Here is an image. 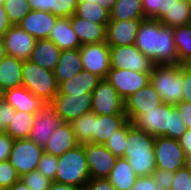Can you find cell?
<instances>
[{"label": "cell", "instance_id": "1", "mask_svg": "<svg viewBox=\"0 0 191 190\" xmlns=\"http://www.w3.org/2000/svg\"><path fill=\"white\" fill-rule=\"evenodd\" d=\"M173 38V28L159 20L146 18L140 24L134 45L154 65L180 64Z\"/></svg>", "mask_w": 191, "mask_h": 190}, {"label": "cell", "instance_id": "2", "mask_svg": "<svg viewBox=\"0 0 191 190\" xmlns=\"http://www.w3.org/2000/svg\"><path fill=\"white\" fill-rule=\"evenodd\" d=\"M132 124L152 136L179 140L187 131L185 122L174 105L166 103L140 114Z\"/></svg>", "mask_w": 191, "mask_h": 190}, {"label": "cell", "instance_id": "3", "mask_svg": "<svg viewBox=\"0 0 191 190\" xmlns=\"http://www.w3.org/2000/svg\"><path fill=\"white\" fill-rule=\"evenodd\" d=\"M154 143V136L139 130L131 121H127V140L124 158L128 160L137 176L152 175L156 169Z\"/></svg>", "mask_w": 191, "mask_h": 190}, {"label": "cell", "instance_id": "4", "mask_svg": "<svg viewBox=\"0 0 191 190\" xmlns=\"http://www.w3.org/2000/svg\"><path fill=\"white\" fill-rule=\"evenodd\" d=\"M150 83L159 93L162 102L177 105L182 101L183 64L154 65Z\"/></svg>", "mask_w": 191, "mask_h": 190}, {"label": "cell", "instance_id": "5", "mask_svg": "<svg viewBox=\"0 0 191 190\" xmlns=\"http://www.w3.org/2000/svg\"><path fill=\"white\" fill-rule=\"evenodd\" d=\"M89 180L90 172L83 145H77L58 157L56 182L84 188Z\"/></svg>", "mask_w": 191, "mask_h": 190}, {"label": "cell", "instance_id": "6", "mask_svg": "<svg viewBox=\"0 0 191 190\" xmlns=\"http://www.w3.org/2000/svg\"><path fill=\"white\" fill-rule=\"evenodd\" d=\"M22 86L43 102L49 104L58 93V84L53 71L25 60L22 66Z\"/></svg>", "mask_w": 191, "mask_h": 190}, {"label": "cell", "instance_id": "7", "mask_svg": "<svg viewBox=\"0 0 191 190\" xmlns=\"http://www.w3.org/2000/svg\"><path fill=\"white\" fill-rule=\"evenodd\" d=\"M65 123H71L83 114L92 112V93H57L49 103Z\"/></svg>", "mask_w": 191, "mask_h": 190}, {"label": "cell", "instance_id": "8", "mask_svg": "<svg viewBox=\"0 0 191 190\" xmlns=\"http://www.w3.org/2000/svg\"><path fill=\"white\" fill-rule=\"evenodd\" d=\"M43 153V147L29 138L14 140L8 161L21 177L37 170Z\"/></svg>", "mask_w": 191, "mask_h": 190}, {"label": "cell", "instance_id": "9", "mask_svg": "<svg viewBox=\"0 0 191 190\" xmlns=\"http://www.w3.org/2000/svg\"><path fill=\"white\" fill-rule=\"evenodd\" d=\"M156 168L175 172L189 163L179 140L156 137L154 143Z\"/></svg>", "mask_w": 191, "mask_h": 190}, {"label": "cell", "instance_id": "10", "mask_svg": "<svg viewBox=\"0 0 191 190\" xmlns=\"http://www.w3.org/2000/svg\"><path fill=\"white\" fill-rule=\"evenodd\" d=\"M111 68L151 73L153 62L134 45L110 46Z\"/></svg>", "mask_w": 191, "mask_h": 190}, {"label": "cell", "instance_id": "11", "mask_svg": "<svg viewBox=\"0 0 191 190\" xmlns=\"http://www.w3.org/2000/svg\"><path fill=\"white\" fill-rule=\"evenodd\" d=\"M92 112L97 115L126 114L124 100L107 79H101L92 92Z\"/></svg>", "mask_w": 191, "mask_h": 190}, {"label": "cell", "instance_id": "12", "mask_svg": "<svg viewBox=\"0 0 191 190\" xmlns=\"http://www.w3.org/2000/svg\"><path fill=\"white\" fill-rule=\"evenodd\" d=\"M83 69L101 79H106L111 68L110 46L106 43H92L79 47Z\"/></svg>", "mask_w": 191, "mask_h": 190}, {"label": "cell", "instance_id": "13", "mask_svg": "<svg viewBox=\"0 0 191 190\" xmlns=\"http://www.w3.org/2000/svg\"><path fill=\"white\" fill-rule=\"evenodd\" d=\"M106 79L116 89L119 96L125 100L150 83V73L110 68Z\"/></svg>", "mask_w": 191, "mask_h": 190}, {"label": "cell", "instance_id": "14", "mask_svg": "<svg viewBox=\"0 0 191 190\" xmlns=\"http://www.w3.org/2000/svg\"><path fill=\"white\" fill-rule=\"evenodd\" d=\"M34 114L35 118L29 139L44 148L53 132L63 121L50 104H45Z\"/></svg>", "mask_w": 191, "mask_h": 190}, {"label": "cell", "instance_id": "15", "mask_svg": "<svg viewBox=\"0 0 191 190\" xmlns=\"http://www.w3.org/2000/svg\"><path fill=\"white\" fill-rule=\"evenodd\" d=\"M90 178H107L117 157L102 144H83Z\"/></svg>", "mask_w": 191, "mask_h": 190}, {"label": "cell", "instance_id": "16", "mask_svg": "<svg viewBox=\"0 0 191 190\" xmlns=\"http://www.w3.org/2000/svg\"><path fill=\"white\" fill-rule=\"evenodd\" d=\"M162 103L159 93L149 83L124 100V111L128 120L133 122L140 114L146 113Z\"/></svg>", "mask_w": 191, "mask_h": 190}, {"label": "cell", "instance_id": "17", "mask_svg": "<svg viewBox=\"0 0 191 190\" xmlns=\"http://www.w3.org/2000/svg\"><path fill=\"white\" fill-rule=\"evenodd\" d=\"M8 56L29 60L33 52L36 39L23 30L18 24L11 25L3 35Z\"/></svg>", "mask_w": 191, "mask_h": 190}, {"label": "cell", "instance_id": "18", "mask_svg": "<svg viewBox=\"0 0 191 190\" xmlns=\"http://www.w3.org/2000/svg\"><path fill=\"white\" fill-rule=\"evenodd\" d=\"M143 19L109 21L106 31V43L109 46H124L135 44L137 32Z\"/></svg>", "mask_w": 191, "mask_h": 190}, {"label": "cell", "instance_id": "19", "mask_svg": "<svg viewBox=\"0 0 191 190\" xmlns=\"http://www.w3.org/2000/svg\"><path fill=\"white\" fill-rule=\"evenodd\" d=\"M58 18L51 12L31 10L18 25L36 40L48 39Z\"/></svg>", "mask_w": 191, "mask_h": 190}, {"label": "cell", "instance_id": "20", "mask_svg": "<svg viewBox=\"0 0 191 190\" xmlns=\"http://www.w3.org/2000/svg\"><path fill=\"white\" fill-rule=\"evenodd\" d=\"M70 22L81 46L106 42L107 25L94 23L76 15L70 17Z\"/></svg>", "mask_w": 191, "mask_h": 190}, {"label": "cell", "instance_id": "21", "mask_svg": "<svg viewBox=\"0 0 191 190\" xmlns=\"http://www.w3.org/2000/svg\"><path fill=\"white\" fill-rule=\"evenodd\" d=\"M128 121L126 114L97 115L94 113L93 144H102Z\"/></svg>", "mask_w": 191, "mask_h": 190}, {"label": "cell", "instance_id": "22", "mask_svg": "<svg viewBox=\"0 0 191 190\" xmlns=\"http://www.w3.org/2000/svg\"><path fill=\"white\" fill-rule=\"evenodd\" d=\"M83 70V64L79 48L63 50L60 52L59 60L53 73L57 84L69 80Z\"/></svg>", "mask_w": 191, "mask_h": 190}, {"label": "cell", "instance_id": "23", "mask_svg": "<svg viewBox=\"0 0 191 190\" xmlns=\"http://www.w3.org/2000/svg\"><path fill=\"white\" fill-rule=\"evenodd\" d=\"M77 145L79 144L75 140L71 124L63 122L53 132L43 149L45 153L59 157Z\"/></svg>", "mask_w": 191, "mask_h": 190}, {"label": "cell", "instance_id": "24", "mask_svg": "<svg viewBox=\"0 0 191 190\" xmlns=\"http://www.w3.org/2000/svg\"><path fill=\"white\" fill-rule=\"evenodd\" d=\"M4 101L10 104L16 111H25L28 113H35L46 104L24 86L5 90Z\"/></svg>", "mask_w": 191, "mask_h": 190}, {"label": "cell", "instance_id": "25", "mask_svg": "<svg viewBox=\"0 0 191 190\" xmlns=\"http://www.w3.org/2000/svg\"><path fill=\"white\" fill-rule=\"evenodd\" d=\"M48 39L53 41L61 51L76 49L81 46L79 38L71 25L70 17H59Z\"/></svg>", "mask_w": 191, "mask_h": 190}, {"label": "cell", "instance_id": "26", "mask_svg": "<svg viewBox=\"0 0 191 190\" xmlns=\"http://www.w3.org/2000/svg\"><path fill=\"white\" fill-rule=\"evenodd\" d=\"M61 50L49 39H37L29 60L49 71L58 63Z\"/></svg>", "mask_w": 191, "mask_h": 190}, {"label": "cell", "instance_id": "27", "mask_svg": "<svg viewBox=\"0 0 191 190\" xmlns=\"http://www.w3.org/2000/svg\"><path fill=\"white\" fill-rule=\"evenodd\" d=\"M23 63V60L8 55L0 60V87L7 90L22 86Z\"/></svg>", "mask_w": 191, "mask_h": 190}, {"label": "cell", "instance_id": "28", "mask_svg": "<svg viewBox=\"0 0 191 190\" xmlns=\"http://www.w3.org/2000/svg\"><path fill=\"white\" fill-rule=\"evenodd\" d=\"M100 80L101 78L97 75L83 69L76 76L61 82L58 85V92L62 94L92 93Z\"/></svg>", "mask_w": 191, "mask_h": 190}, {"label": "cell", "instance_id": "29", "mask_svg": "<svg viewBox=\"0 0 191 190\" xmlns=\"http://www.w3.org/2000/svg\"><path fill=\"white\" fill-rule=\"evenodd\" d=\"M137 177L128 160L120 157L116 159L114 168L107 179L116 190H130Z\"/></svg>", "mask_w": 191, "mask_h": 190}, {"label": "cell", "instance_id": "30", "mask_svg": "<svg viewBox=\"0 0 191 190\" xmlns=\"http://www.w3.org/2000/svg\"><path fill=\"white\" fill-rule=\"evenodd\" d=\"M34 118V113L15 111L12 121L6 127V134L14 140L29 138Z\"/></svg>", "mask_w": 191, "mask_h": 190}, {"label": "cell", "instance_id": "31", "mask_svg": "<svg viewBox=\"0 0 191 190\" xmlns=\"http://www.w3.org/2000/svg\"><path fill=\"white\" fill-rule=\"evenodd\" d=\"M145 18L142 0H118L110 11L109 21Z\"/></svg>", "mask_w": 191, "mask_h": 190}, {"label": "cell", "instance_id": "32", "mask_svg": "<svg viewBox=\"0 0 191 190\" xmlns=\"http://www.w3.org/2000/svg\"><path fill=\"white\" fill-rule=\"evenodd\" d=\"M159 21L171 28L191 24V6L185 0H179Z\"/></svg>", "mask_w": 191, "mask_h": 190}, {"label": "cell", "instance_id": "33", "mask_svg": "<svg viewBox=\"0 0 191 190\" xmlns=\"http://www.w3.org/2000/svg\"><path fill=\"white\" fill-rule=\"evenodd\" d=\"M70 124L79 145L93 143L94 112L83 114Z\"/></svg>", "mask_w": 191, "mask_h": 190}, {"label": "cell", "instance_id": "34", "mask_svg": "<svg viewBox=\"0 0 191 190\" xmlns=\"http://www.w3.org/2000/svg\"><path fill=\"white\" fill-rule=\"evenodd\" d=\"M74 15L103 25H107L110 20V12L97 3L78 2Z\"/></svg>", "mask_w": 191, "mask_h": 190}, {"label": "cell", "instance_id": "35", "mask_svg": "<svg viewBox=\"0 0 191 190\" xmlns=\"http://www.w3.org/2000/svg\"><path fill=\"white\" fill-rule=\"evenodd\" d=\"M178 60L184 64L191 57V24L173 28Z\"/></svg>", "mask_w": 191, "mask_h": 190}, {"label": "cell", "instance_id": "36", "mask_svg": "<svg viewBox=\"0 0 191 190\" xmlns=\"http://www.w3.org/2000/svg\"><path fill=\"white\" fill-rule=\"evenodd\" d=\"M3 5L12 25L18 24L31 11L28 0H4Z\"/></svg>", "mask_w": 191, "mask_h": 190}, {"label": "cell", "instance_id": "37", "mask_svg": "<svg viewBox=\"0 0 191 190\" xmlns=\"http://www.w3.org/2000/svg\"><path fill=\"white\" fill-rule=\"evenodd\" d=\"M127 140V122L110 137L104 146L110 150L117 158H124V150Z\"/></svg>", "mask_w": 191, "mask_h": 190}, {"label": "cell", "instance_id": "38", "mask_svg": "<svg viewBox=\"0 0 191 190\" xmlns=\"http://www.w3.org/2000/svg\"><path fill=\"white\" fill-rule=\"evenodd\" d=\"M20 180L28 186L30 190H48L52 181L46 178L38 170L31 171L20 177Z\"/></svg>", "mask_w": 191, "mask_h": 190}, {"label": "cell", "instance_id": "39", "mask_svg": "<svg viewBox=\"0 0 191 190\" xmlns=\"http://www.w3.org/2000/svg\"><path fill=\"white\" fill-rule=\"evenodd\" d=\"M20 180L16 169L8 160L0 162V190H7Z\"/></svg>", "mask_w": 191, "mask_h": 190}, {"label": "cell", "instance_id": "40", "mask_svg": "<svg viewBox=\"0 0 191 190\" xmlns=\"http://www.w3.org/2000/svg\"><path fill=\"white\" fill-rule=\"evenodd\" d=\"M58 157L43 153L37 166V170L46 178L55 181Z\"/></svg>", "mask_w": 191, "mask_h": 190}, {"label": "cell", "instance_id": "41", "mask_svg": "<svg viewBox=\"0 0 191 190\" xmlns=\"http://www.w3.org/2000/svg\"><path fill=\"white\" fill-rule=\"evenodd\" d=\"M170 190H191V167L188 164L174 172Z\"/></svg>", "mask_w": 191, "mask_h": 190}, {"label": "cell", "instance_id": "42", "mask_svg": "<svg viewBox=\"0 0 191 190\" xmlns=\"http://www.w3.org/2000/svg\"><path fill=\"white\" fill-rule=\"evenodd\" d=\"M77 4L78 0H50L51 13L57 17H71Z\"/></svg>", "mask_w": 191, "mask_h": 190}, {"label": "cell", "instance_id": "43", "mask_svg": "<svg viewBox=\"0 0 191 190\" xmlns=\"http://www.w3.org/2000/svg\"><path fill=\"white\" fill-rule=\"evenodd\" d=\"M15 109L5 101L0 104V135L6 133V127L12 121Z\"/></svg>", "mask_w": 191, "mask_h": 190}, {"label": "cell", "instance_id": "44", "mask_svg": "<svg viewBox=\"0 0 191 190\" xmlns=\"http://www.w3.org/2000/svg\"><path fill=\"white\" fill-rule=\"evenodd\" d=\"M152 176L158 187L170 190L171 184L174 180V172L156 168L153 171Z\"/></svg>", "mask_w": 191, "mask_h": 190}, {"label": "cell", "instance_id": "45", "mask_svg": "<svg viewBox=\"0 0 191 190\" xmlns=\"http://www.w3.org/2000/svg\"><path fill=\"white\" fill-rule=\"evenodd\" d=\"M158 188L159 187L155 183L153 176L149 175L138 176L130 190H157Z\"/></svg>", "mask_w": 191, "mask_h": 190}, {"label": "cell", "instance_id": "46", "mask_svg": "<svg viewBox=\"0 0 191 190\" xmlns=\"http://www.w3.org/2000/svg\"><path fill=\"white\" fill-rule=\"evenodd\" d=\"M182 101L191 103V68L183 64Z\"/></svg>", "mask_w": 191, "mask_h": 190}, {"label": "cell", "instance_id": "47", "mask_svg": "<svg viewBox=\"0 0 191 190\" xmlns=\"http://www.w3.org/2000/svg\"><path fill=\"white\" fill-rule=\"evenodd\" d=\"M83 190H116L107 178H90Z\"/></svg>", "mask_w": 191, "mask_h": 190}, {"label": "cell", "instance_id": "48", "mask_svg": "<svg viewBox=\"0 0 191 190\" xmlns=\"http://www.w3.org/2000/svg\"><path fill=\"white\" fill-rule=\"evenodd\" d=\"M145 18L159 20V0H142Z\"/></svg>", "mask_w": 191, "mask_h": 190}, {"label": "cell", "instance_id": "49", "mask_svg": "<svg viewBox=\"0 0 191 190\" xmlns=\"http://www.w3.org/2000/svg\"><path fill=\"white\" fill-rule=\"evenodd\" d=\"M13 142L14 139L8 134L4 133L0 135V162L9 159Z\"/></svg>", "mask_w": 191, "mask_h": 190}, {"label": "cell", "instance_id": "50", "mask_svg": "<svg viewBox=\"0 0 191 190\" xmlns=\"http://www.w3.org/2000/svg\"><path fill=\"white\" fill-rule=\"evenodd\" d=\"M175 109L185 122L187 129H191V103L181 101L175 105Z\"/></svg>", "mask_w": 191, "mask_h": 190}, {"label": "cell", "instance_id": "51", "mask_svg": "<svg viewBox=\"0 0 191 190\" xmlns=\"http://www.w3.org/2000/svg\"><path fill=\"white\" fill-rule=\"evenodd\" d=\"M180 146L183 148L188 161H191V129L187 131L179 139Z\"/></svg>", "mask_w": 191, "mask_h": 190}, {"label": "cell", "instance_id": "52", "mask_svg": "<svg viewBox=\"0 0 191 190\" xmlns=\"http://www.w3.org/2000/svg\"><path fill=\"white\" fill-rule=\"evenodd\" d=\"M12 23L9 21L3 3H0V36L7 32Z\"/></svg>", "mask_w": 191, "mask_h": 190}, {"label": "cell", "instance_id": "53", "mask_svg": "<svg viewBox=\"0 0 191 190\" xmlns=\"http://www.w3.org/2000/svg\"><path fill=\"white\" fill-rule=\"evenodd\" d=\"M31 10L51 12L50 0H28Z\"/></svg>", "mask_w": 191, "mask_h": 190}, {"label": "cell", "instance_id": "54", "mask_svg": "<svg viewBox=\"0 0 191 190\" xmlns=\"http://www.w3.org/2000/svg\"><path fill=\"white\" fill-rule=\"evenodd\" d=\"M179 0H159V20L170 11Z\"/></svg>", "mask_w": 191, "mask_h": 190}, {"label": "cell", "instance_id": "55", "mask_svg": "<svg viewBox=\"0 0 191 190\" xmlns=\"http://www.w3.org/2000/svg\"><path fill=\"white\" fill-rule=\"evenodd\" d=\"M117 1L118 0H78V2L97 3L99 6L107 9L109 12L112 10Z\"/></svg>", "mask_w": 191, "mask_h": 190}, {"label": "cell", "instance_id": "56", "mask_svg": "<svg viewBox=\"0 0 191 190\" xmlns=\"http://www.w3.org/2000/svg\"><path fill=\"white\" fill-rule=\"evenodd\" d=\"M48 190H83V188L52 181Z\"/></svg>", "mask_w": 191, "mask_h": 190}, {"label": "cell", "instance_id": "57", "mask_svg": "<svg viewBox=\"0 0 191 190\" xmlns=\"http://www.w3.org/2000/svg\"><path fill=\"white\" fill-rule=\"evenodd\" d=\"M7 190H30L28 186H26L21 180L13 184L10 188Z\"/></svg>", "mask_w": 191, "mask_h": 190}, {"label": "cell", "instance_id": "58", "mask_svg": "<svg viewBox=\"0 0 191 190\" xmlns=\"http://www.w3.org/2000/svg\"><path fill=\"white\" fill-rule=\"evenodd\" d=\"M7 56L4 38L0 36V60Z\"/></svg>", "mask_w": 191, "mask_h": 190}, {"label": "cell", "instance_id": "59", "mask_svg": "<svg viewBox=\"0 0 191 190\" xmlns=\"http://www.w3.org/2000/svg\"><path fill=\"white\" fill-rule=\"evenodd\" d=\"M5 99V90L0 87V104L4 102Z\"/></svg>", "mask_w": 191, "mask_h": 190}, {"label": "cell", "instance_id": "60", "mask_svg": "<svg viewBox=\"0 0 191 190\" xmlns=\"http://www.w3.org/2000/svg\"><path fill=\"white\" fill-rule=\"evenodd\" d=\"M185 64L191 68V57L185 62Z\"/></svg>", "mask_w": 191, "mask_h": 190}, {"label": "cell", "instance_id": "61", "mask_svg": "<svg viewBox=\"0 0 191 190\" xmlns=\"http://www.w3.org/2000/svg\"><path fill=\"white\" fill-rule=\"evenodd\" d=\"M191 6V0H185Z\"/></svg>", "mask_w": 191, "mask_h": 190}, {"label": "cell", "instance_id": "62", "mask_svg": "<svg viewBox=\"0 0 191 190\" xmlns=\"http://www.w3.org/2000/svg\"><path fill=\"white\" fill-rule=\"evenodd\" d=\"M157 190H168V189H164V188H160V187H159Z\"/></svg>", "mask_w": 191, "mask_h": 190}]
</instances>
